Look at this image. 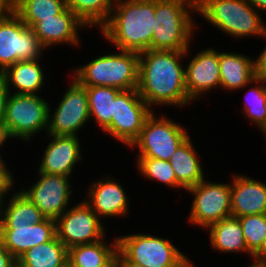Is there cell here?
<instances>
[{
    "label": "cell",
    "instance_id": "1",
    "mask_svg": "<svg viewBox=\"0 0 266 267\" xmlns=\"http://www.w3.org/2000/svg\"><path fill=\"white\" fill-rule=\"evenodd\" d=\"M186 51L147 50L139 54L137 91L153 110L156 106L186 107L193 103L185 88ZM153 107V108H152Z\"/></svg>",
    "mask_w": 266,
    "mask_h": 267
},
{
    "label": "cell",
    "instance_id": "2",
    "mask_svg": "<svg viewBox=\"0 0 266 267\" xmlns=\"http://www.w3.org/2000/svg\"><path fill=\"white\" fill-rule=\"evenodd\" d=\"M155 0H116L101 34L116 49L141 53L151 50Z\"/></svg>",
    "mask_w": 266,
    "mask_h": 267
},
{
    "label": "cell",
    "instance_id": "3",
    "mask_svg": "<svg viewBox=\"0 0 266 267\" xmlns=\"http://www.w3.org/2000/svg\"><path fill=\"white\" fill-rule=\"evenodd\" d=\"M196 0H155L151 50L186 51L197 24Z\"/></svg>",
    "mask_w": 266,
    "mask_h": 267
},
{
    "label": "cell",
    "instance_id": "4",
    "mask_svg": "<svg viewBox=\"0 0 266 267\" xmlns=\"http://www.w3.org/2000/svg\"><path fill=\"white\" fill-rule=\"evenodd\" d=\"M196 13L230 37H263L266 23L248 0H196Z\"/></svg>",
    "mask_w": 266,
    "mask_h": 267
},
{
    "label": "cell",
    "instance_id": "5",
    "mask_svg": "<svg viewBox=\"0 0 266 267\" xmlns=\"http://www.w3.org/2000/svg\"><path fill=\"white\" fill-rule=\"evenodd\" d=\"M80 65L72 76L83 86H106L119 90L137 89L139 53L117 49Z\"/></svg>",
    "mask_w": 266,
    "mask_h": 267
},
{
    "label": "cell",
    "instance_id": "6",
    "mask_svg": "<svg viewBox=\"0 0 266 267\" xmlns=\"http://www.w3.org/2000/svg\"><path fill=\"white\" fill-rule=\"evenodd\" d=\"M118 251L128 260L143 267H189L192 261L169 239L135 233L117 236Z\"/></svg>",
    "mask_w": 266,
    "mask_h": 267
},
{
    "label": "cell",
    "instance_id": "7",
    "mask_svg": "<svg viewBox=\"0 0 266 267\" xmlns=\"http://www.w3.org/2000/svg\"><path fill=\"white\" fill-rule=\"evenodd\" d=\"M155 112L154 108L146 118L138 138L128 148H139L137 157L169 161L176 149L191 136L182 124L164 114L157 116Z\"/></svg>",
    "mask_w": 266,
    "mask_h": 267
},
{
    "label": "cell",
    "instance_id": "8",
    "mask_svg": "<svg viewBox=\"0 0 266 267\" xmlns=\"http://www.w3.org/2000/svg\"><path fill=\"white\" fill-rule=\"evenodd\" d=\"M46 50L13 11L0 12V74L18 61L41 59Z\"/></svg>",
    "mask_w": 266,
    "mask_h": 267
},
{
    "label": "cell",
    "instance_id": "9",
    "mask_svg": "<svg viewBox=\"0 0 266 267\" xmlns=\"http://www.w3.org/2000/svg\"><path fill=\"white\" fill-rule=\"evenodd\" d=\"M49 105L50 103L39 94L10 93L6 103L4 124L11 138L29 143L38 132L47 131Z\"/></svg>",
    "mask_w": 266,
    "mask_h": 267
},
{
    "label": "cell",
    "instance_id": "10",
    "mask_svg": "<svg viewBox=\"0 0 266 267\" xmlns=\"http://www.w3.org/2000/svg\"><path fill=\"white\" fill-rule=\"evenodd\" d=\"M203 179L186 190L193 195L188 221L206 230L210 225L231 216L230 183Z\"/></svg>",
    "mask_w": 266,
    "mask_h": 267
},
{
    "label": "cell",
    "instance_id": "11",
    "mask_svg": "<svg viewBox=\"0 0 266 267\" xmlns=\"http://www.w3.org/2000/svg\"><path fill=\"white\" fill-rule=\"evenodd\" d=\"M152 111L137 89L122 90L113 100L112 121L104 132L130 147Z\"/></svg>",
    "mask_w": 266,
    "mask_h": 267
},
{
    "label": "cell",
    "instance_id": "12",
    "mask_svg": "<svg viewBox=\"0 0 266 267\" xmlns=\"http://www.w3.org/2000/svg\"><path fill=\"white\" fill-rule=\"evenodd\" d=\"M62 99L52 112L49 105L48 128L51 135L78 136L80 129L90 121L86 88L74 77Z\"/></svg>",
    "mask_w": 266,
    "mask_h": 267
},
{
    "label": "cell",
    "instance_id": "13",
    "mask_svg": "<svg viewBox=\"0 0 266 267\" xmlns=\"http://www.w3.org/2000/svg\"><path fill=\"white\" fill-rule=\"evenodd\" d=\"M103 221L85 201L68 208L56 220V236L69 249L106 238Z\"/></svg>",
    "mask_w": 266,
    "mask_h": 267
},
{
    "label": "cell",
    "instance_id": "14",
    "mask_svg": "<svg viewBox=\"0 0 266 267\" xmlns=\"http://www.w3.org/2000/svg\"><path fill=\"white\" fill-rule=\"evenodd\" d=\"M39 179L21 191L49 219L57 220L68 208L73 189L69 176L38 172Z\"/></svg>",
    "mask_w": 266,
    "mask_h": 267
},
{
    "label": "cell",
    "instance_id": "15",
    "mask_svg": "<svg viewBox=\"0 0 266 267\" xmlns=\"http://www.w3.org/2000/svg\"><path fill=\"white\" fill-rule=\"evenodd\" d=\"M202 50V51H201ZM220 87L219 51L200 49L185 65V88L191 101Z\"/></svg>",
    "mask_w": 266,
    "mask_h": 267
},
{
    "label": "cell",
    "instance_id": "16",
    "mask_svg": "<svg viewBox=\"0 0 266 267\" xmlns=\"http://www.w3.org/2000/svg\"><path fill=\"white\" fill-rule=\"evenodd\" d=\"M111 177V178H110ZM83 200L102 219L121 217L129 214V198L120 182L112 176L93 181Z\"/></svg>",
    "mask_w": 266,
    "mask_h": 267
},
{
    "label": "cell",
    "instance_id": "17",
    "mask_svg": "<svg viewBox=\"0 0 266 267\" xmlns=\"http://www.w3.org/2000/svg\"><path fill=\"white\" fill-rule=\"evenodd\" d=\"M41 155L38 172L71 176L75 166L82 161L80 140L77 136L51 135Z\"/></svg>",
    "mask_w": 266,
    "mask_h": 267
},
{
    "label": "cell",
    "instance_id": "18",
    "mask_svg": "<svg viewBox=\"0 0 266 267\" xmlns=\"http://www.w3.org/2000/svg\"><path fill=\"white\" fill-rule=\"evenodd\" d=\"M87 26L68 8L66 7L60 14L54 18L38 21L33 27V31L38 37L40 43L45 49L49 47L68 44L69 46L81 45L79 41L78 28Z\"/></svg>",
    "mask_w": 266,
    "mask_h": 267
},
{
    "label": "cell",
    "instance_id": "19",
    "mask_svg": "<svg viewBox=\"0 0 266 267\" xmlns=\"http://www.w3.org/2000/svg\"><path fill=\"white\" fill-rule=\"evenodd\" d=\"M56 236V220L46 218L27 226H1L0 241L16 259L30 248L49 242Z\"/></svg>",
    "mask_w": 266,
    "mask_h": 267
},
{
    "label": "cell",
    "instance_id": "20",
    "mask_svg": "<svg viewBox=\"0 0 266 267\" xmlns=\"http://www.w3.org/2000/svg\"><path fill=\"white\" fill-rule=\"evenodd\" d=\"M233 175L230 184L231 216L266 214V183L250 176Z\"/></svg>",
    "mask_w": 266,
    "mask_h": 267
},
{
    "label": "cell",
    "instance_id": "21",
    "mask_svg": "<svg viewBox=\"0 0 266 267\" xmlns=\"http://www.w3.org/2000/svg\"><path fill=\"white\" fill-rule=\"evenodd\" d=\"M220 88L228 92L248 87L255 79L254 58L234 52H219Z\"/></svg>",
    "mask_w": 266,
    "mask_h": 267
},
{
    "label": "cell",
    "instance_id": "22",
    "mask_svg": "<svg viewBox=\"0 0 266 267\" xmlns=\"http://www.w3.org/2000/svg\"><path fill=\"white\" fill-rule=\"evenodd\" d=\"M39 60L41 61V59L18 61L7 67L0 74L10 93L32 95L39 93L41 95L40 91L45 84L44 77L46 75L42 70L43 65L39 63Z\"/></svg>",
    "mask_w": 266,
    "mask_h": 267
},
{
    "label": "cell",
    "instance_id": "23",
    "mask_svg": "<svg viewBox=\"0 0 266 267\" xmlns=\"http://www.w3.org/2000/svg\"><path fill=\"white\" fill-rule=\"evenodd\" d=\"M206 231H209L210 246L211 249H215V252L226 254L246 252L252 259L253 254L248 250L238 217L229 216L221 219L210 225Z\"/></svg>",
    "mask_w": 266,
    "mask_h": 267
},
{
    "label": "cell",
    "instance_id": "24",
    "mask_svg": "<svg viewBox=\"0 0 266 267\" xmlns=\"http://www.w3.org/2000/svg\"><path fill=\"white\" fill-rule=\"evenodd\" d=\"M191 141L189 137L176 149L169 160L177 182L185 191L205 179L199 154Z\"/></svg>",
    "mask_w": 266,
    "mask_h": 267
},
{
    "label": "cell",
    "instance_id": "25",
    "mask_svg": "<svg viewBox=\"0 0 266 267\" xmlns=\"http://www.w3.org/2000/svg\"><path fill=\"white\" fill-rule=\"evenodd\" d=\"M67 263L68 248L57 236L30 248L17 259L19 267H64Z\"/></svg>",
    "mask_w": 266,
    "mask_h": 267
},
{
    "label": "cell",
    "instance_id": "26",
    "mask_svg": "<svg viewBox=\"0 0 266 267\" xmlns=\"http://www.w3.org/2000/svg\"><path fill=\"white\" fill-rule=\"evenodd\" d=\"M105 239L70 247L68 264L71 267H96L105 263L118 250L117 237L112 243Z\"/></svg>",
    "mask_w": 266,
    "mask_h": 267
},
{
    "label": "cell",
    "instance_id": "27",
    "mask_svg": "<svg viewBox=\"0 0 266 267\" xmlns=\"http://www.w3.org/2000/svg\"><path fill=\"white\" fill-rule=\"evenodd\" d=\"M3 208L2 226H27L38 224L46 219L42 212L33 202L21 191L12 193L11 198Z\"/></svg>",
    "mask_w": 266,
    "mask_h": 267
},
{
    "label": "cell",
    "instance_id": "28",
    "mask_svg": "<svg viewBox=\"0 0 266 267\" xmlns=\"http://www.w3.org/2000/svg\"><path fill=\"white\" fill-rule=\"evenodd\" d=\"M87 90L90 118L95 120L101 131L112 121L113 100L121 90L106 86H84Z\"/></svg>",
    "mask_w": 266,
    "mask_h": 267
},
{
    "label": "cell",
    "instance_id": "29",
    "mask_svg": "<svg viewBox=\"0 0 266 267\" xmlns=\"http://www.w3.org/2000/svg\"><path fill=\"white\" fill-rule=\"evenodd\" d=\"M66 7V0H18L13 12L32 28L38 21L54 18Z\"/></svg>",
    "mask_w": 266,
    "mask_h": 267
},
{
    "label": "cell",
    "instance_id": "30",
    "mask_svg": "<svg viewBox=\"0 0 266 267\" xmlns=\"http://www.w3.org/2000/svg\"><path fill=\"white\" fill-rule=\"evenodd\" d=\"M67 7L87 26L100 29L109 19L116 0H66Z\"/></svg>",
    "mask_w": 266,
    "mask_h": 267
},
{
    "label": "cell",
    "instance_id": "31",
    "mask_svg": "<svg viewBox=\"0 0 266 267\" xmlns=\"http://www.w3.org/2000/svg\"><path fill=\"white\" fill-rule=\"evenodd\" d=\"M249 87L241 112L260 130L266 124V82L255 78Z\"/></svg>",
    "mask_w": 266,
    "mask_h": 267
},
{
    "label": "cell",
    "instance_id": "32",
    "mask_svg": "<svg viewBox=\"0 0 266 267\" xmlns=\"http://www.w3.org/2000/svg\"><path fill=\"white\" fill-rule=\"evenodd\" d=\"M137 171L140 175L146 179L159 181L169 188H183L176 179L175 172L169 161L148 158V157H137L135 160Z\"/></svg>",
    "mask_w": 266,
    "mask_h": 267
},
{
    "label": "cell",
    "instance_id": "33",
    "mask_svg": "<svg viewBox=\"0 0 266 267\" xmlns=\"http://www.w3.org/2000/svg\"><path fill=\"white\" fill-rule=\"evenodd\" d=\"M248 250L254 255L266 237V214L238 217Z\"/></svg>",
    "mask_w": 266,
    "mask_h": 267
},
{
    "label": "cell",
    "instance_id": "34",
    "mask_svg": "<svg viewBox=\"0 0 266 267\" xmlns=\"http://www.w3.org/2000/svg\"><path fill=\"white\" fill-rule=\"evenodd\" d=\"M14 175L9 171L3 158H0V199L6 200L15 185ZM10 191V192H9ZM6 196V197H5Z\"/></svg>",
    "mask_w": 266,
    "mask_h": 267
},
{
    "label": "cell",
    "instance_id": "35",
    "mask_svg": "<svg viewBox=\"0 0 266 267\" xmlns=\"http://www.w3.org/2000/svg\"><path fill=\"white\" fill-rule=\"evenodd\" d=\"M262 38L266 39V33ZM254 65L255 78L266 82V45L263 48L262 52H260L258 58L256 57V59L254 60Z\"/></svg>",
    "mask_w": 266,
    "mask_h": 267
},
{
    "label": "cell",
    "instance_id": "36",
    "mask_svg": "<svg viewBox=\"0 0 266 267\" xmlns=\"http://www.w3.org/2000/svg\"><path fill=\"white\" fill-rule=\"evenodd\" d=\"M10 92L4 80L0 77V121H4L6 112V103Z\"/></svg>",
    "mask_w": 266,
    "mask_h": 267
},
{
    "label": "cell",
    "instance_id": "37",
    "mask_svg": "<svg viewBox=\"0 0 266 267\" xmlns=\"http://www.w3.org/2000/svg\"><path fill=\"white\" fill-rule=\"evenodd\" d=\"M17 259L14 258L3 246L0 241V267H15Z\"/></svg>",
    "mask_w": 266,
    "mask_h": 267
},
{
    "label": "cell",
    "instance_id": "38",
    "mask_svg": "<svg viewBox=\"0 0 266 267\" xmlns=\"http://www.w3.org/2000/svg\"><path fill=\"white\" fill-rule=\"evenodd\" d=\"M252 263L266 265V237L259 250L253 255Z\"/></svg>",
    "mask_w": 266,
    "mask_h": 267
},
{
    "label": "cell",
    "instance_id": "39",
    "mask_svg": "<svg viewBox=\"0 0 266 267\" xmlns=\"http://www.w3.org/2000/svg\"><path fill=\"white\" fill-rule=\"evenodd\" d=\"M11 139V135L4 124V121H0V149L3 148L4 144L7 143L6 141ZM2 153H0V158H3Z\"/></svg>",
    "mask_w": 266,
    "mask_h": 267
},
{
    "label": "cell",
    "instance_id": "40",
    "mask_svg": "<svg viewBox=\"0 0 266 267\" xmlns=\"http://www.w3.org/2000/svg\"><path fill=\"white\" fill-rule=\"evenodd\" d=\"M18 4V0H0L1 11H14Z\"/></svg>",
    "mask_w": 266,
    "mask_h": 267
},
{
    "label": "cell",
    "instance_id": "41",
    "mask_svg": "<svg viewBox=\"0 0 266 267\" xmlns=\"http://www.w3.org/2000/svg\"><path fill=\"white\" fill-rule=\"evenodd\" d=\"M119 265V251L117 250L105 263L96 267H118Z\"/></svg>",
    "mask_w": 266,
    "mask_h": 267
},
{
    "label": "cell",
    "instance_id": "42",
    "mask_svg": "<svg viewBox=\"0 0 266 267\" xmlns=\"http://www.w3.org/2000/svg\"><path fill=\"white\" fill-rule=\"evenodd\" d=\"M118 267H143L142 265L136 264L134 262L128 261L120 252H119V265Z\"/></svg>",
    "mask_w": 266,
    "mask_h": 267
},
{
    "label": "cell",
    "instance_id": "43",
    "mask_svg": "<svg viewBox=\"0 0 266 267\" xmlns=\"http://www.w3.org/2000/svg\"><path fill=\"white\" fill-rule=\"evenodd\" d=\"M248 2L259 12H266V0H248Z\"/></svg>",
    "mask_w": 266,
    "mask_h": 267
},
{
    "label": "cell",
    "instance_id": "44",
    "mask_svg": "<svg viewBox=\"0 0 266 267\" xmlns=\"http://www.w3.org/2000/svg\"><path fill=\"white\" fill-rule=\"evenodd\" d=\"M5 200L3 199H0V229H1V226H2V222H3V208L5 207Z\"/></svg>",
    "mask_w": 266,
    "mask_h": 267
},
{
    "label": "cell",
    "instance_id": "45",
    "mask_svg": "<svg viewBox=\"0 0 266 267\" xmlns=\"http://www.w3.org/2000/svg\"><path fill=\"white\" fill-rule=\"evenodd\" d=\"M260 131H262L261 133L263 134V136L266 140V124L262 128H260Z\"/></svg>",
    "mask_w": 266,
    "mask_h": 267
},
{
    "label": "cell",
    "instance_id": "46",
    "mask_svg": "<svg viewBox=\"0 0 266 267\" xmlns=\"http://www.w3.org/2000/svg\"><path fill=\"white\" fill-rule=\"evenodd\" d=\"M248 267H266V265H260V264H255L251 262Z\"/></svg>",
    "mask_w": 266,
    "mask_h": 267
},
{
    "label": "cell",
    "instance_id": "47",
    "mask_svg": "<svg viewBox=\"0 0 266 267\" xmlns=\"http://www.w3.org/2000/svg\"><path fill=\"white\" fill-rule=\"evenodd\" d=\"M64 267H71L68 263Z\"/></svg>",
    "mask_w": 266,
    "mask_h": 267
}]
</instances>
